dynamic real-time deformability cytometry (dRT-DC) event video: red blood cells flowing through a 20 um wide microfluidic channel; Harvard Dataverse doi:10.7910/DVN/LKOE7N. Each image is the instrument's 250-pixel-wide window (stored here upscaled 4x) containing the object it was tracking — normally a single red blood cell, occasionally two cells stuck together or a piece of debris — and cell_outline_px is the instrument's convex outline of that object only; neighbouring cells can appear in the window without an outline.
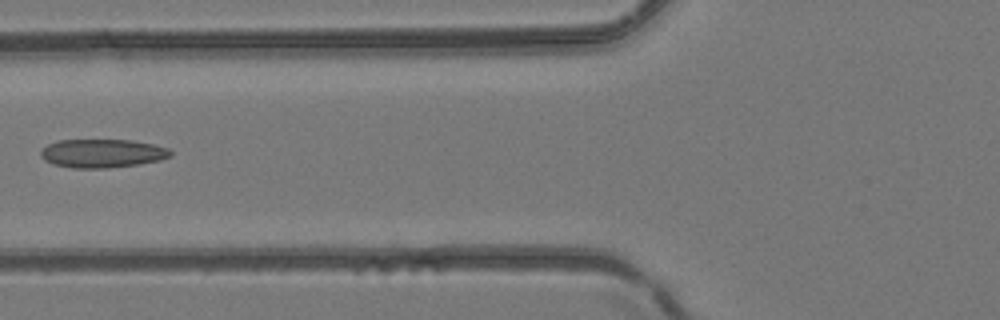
{"species": "common noctule bat (a hibernating species)", "species_latin": "Nyctalus noctula", "temperature_condition": "room temperature", "stored_images_in_passage": 5, "camera_frame_rate_fps": 3000, "um_per_image_px": 0.085, "animal": {"sex": "female", "body_mass_g": 24.6, "forearm_length_mm": 56.2}, "frame": {"image": 1, "passage_image": 5, "time_ms": 1.333, "image_size_px": [1000, 320], "cell_outline_px": [[172, 156], [160, 160], [140, 164], [108, 168], [72, 168], [52, 164], [44, 160], [40, 156], [40, 152], [48, 144], [56, 140], [128, 140], [152, 144], [168, 148], [172, 152]], "centroid_in_image_um": [8.68, 13.04], "position_along_channel_um": 117.1, "area_um2": 21.68}}